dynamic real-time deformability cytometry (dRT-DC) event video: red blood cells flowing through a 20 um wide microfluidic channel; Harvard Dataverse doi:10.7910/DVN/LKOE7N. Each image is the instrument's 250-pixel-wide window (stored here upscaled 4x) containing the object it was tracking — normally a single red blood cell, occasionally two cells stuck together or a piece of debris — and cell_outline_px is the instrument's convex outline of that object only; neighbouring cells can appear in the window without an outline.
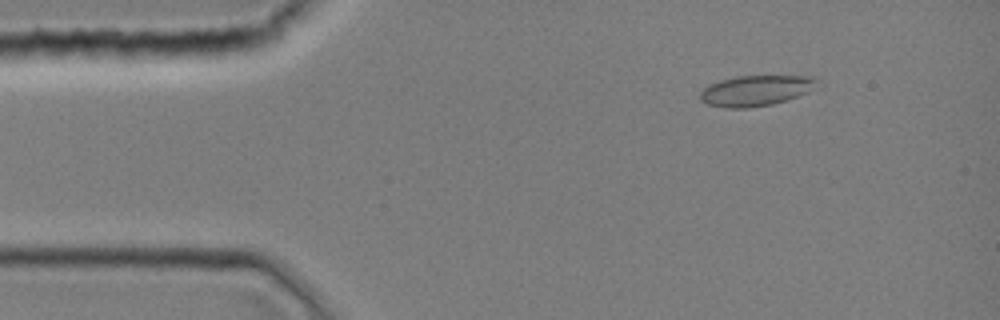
{"species": "common noctule bat (a hibernating species)", "species_latin": "Nyctalus noctula", "temperature_condition": "room temperature", "stored_images_in_passage": 43, "camera_frame_rate_fps": 3000, "um_per_image_px": 0.085, "animal": {"sex": "female", "body_mass_g": 19.0, "forearm_length_mm": 51.5}, "frame": {"image": 1, "passage_image": 5, "time_ms": 1.333, "image_size_px": [1000, 320], "cell_outline_px": [[816, 80], [808, 92], [788, 100], [772, 104], [748, 108], [724, 108], [708, 104], [700, 100], [700, 92], [708, 84], [720, 80], [736, 76], [812, 76]], "centroid_in_image_um": [64.17, 7.71], "position_along_channel_um": 20.8, "area_um2": 20.69}}
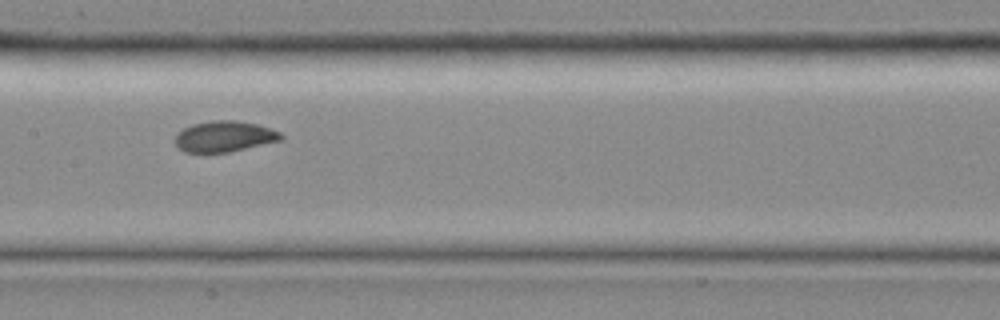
{"frame": {"image": 2, "passage_image": 21, "time_ms": 6.667, "image_size_px": [1000, 320], "cell_outline_px": [[284, 140], [228, 152], [184, 152], [176, 148], [172, 140], [176, 132], [192, 124], [212, 120], [236, 120], [256, 124], [280, 132], [284, 136]], "centroid_in_image_um": [19.01, 11.6], "position_along_channel_um": 188.4, "area_um2": 19.36}}
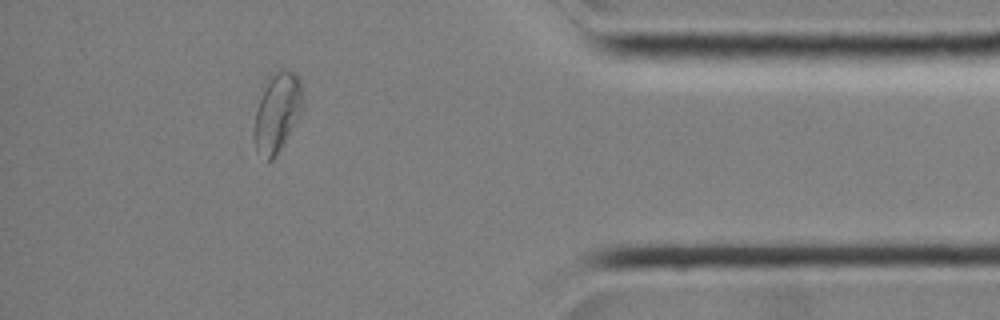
{"frame": {"image": 3, "passage_image": 38, "time_ms": 12.333, "image_size_px": [1000, 320], "cell_outline_px": [[304, 108], [284, 144], [276, 156], [272, 160], [268, 160], [256, 152], [252, 140], [252, 132], [256, 108], [268, 76], [276, 68], [284, 68], [296, 72], [300, 80], [304, 104]], "centroid_in_image_um": [23.55, 9.53], "position_along_channel_um": 411.7, "area_um2": 23.35}}